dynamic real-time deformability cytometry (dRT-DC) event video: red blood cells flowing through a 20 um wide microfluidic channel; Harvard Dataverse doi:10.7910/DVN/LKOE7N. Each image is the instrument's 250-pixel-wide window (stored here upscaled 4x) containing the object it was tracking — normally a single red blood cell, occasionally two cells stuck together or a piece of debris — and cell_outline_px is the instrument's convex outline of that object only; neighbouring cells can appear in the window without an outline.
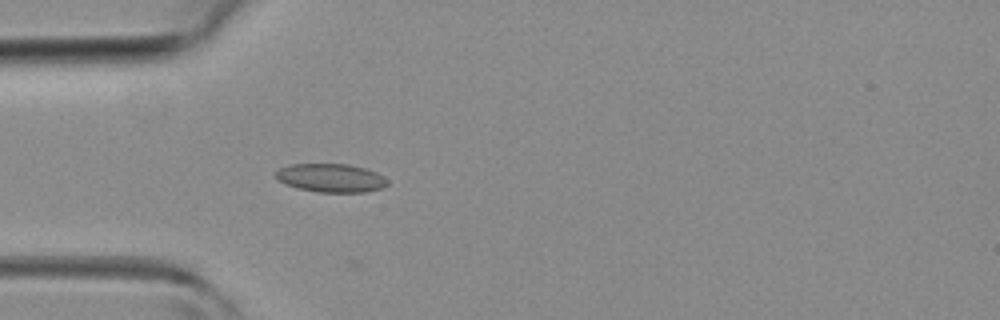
{"species": "common noctule bat (a hibernating species)", "species_latin": "Nyctalus noctula", "temperature_condition": "room temperature", "stored_images_in_passage": 40, "camera_frame_rate_fps": 3000, "um_per_image_px": 0.085, "animal": {"sex": "female", "body_mass_g": 19.3, "forearm_length_mm": 54.1}, "frame": {"image": 1, "passage_image": 12, "time_ms": 3.667, "image_size_px": [1000, 320], "cell_outline_px": [[388, 184], [380, 188], [364, 192], [320, 192], [300, 188], [276, 180], [276, 172], [280, 168], [292, 164], [348, 164], [364, 168], [376, 172], [384, 176], [388, 180]], "centroid_in_image_um": [28.15, 15.12], "position_along_channel_um": 56.9, "area_um2": 18.32}}
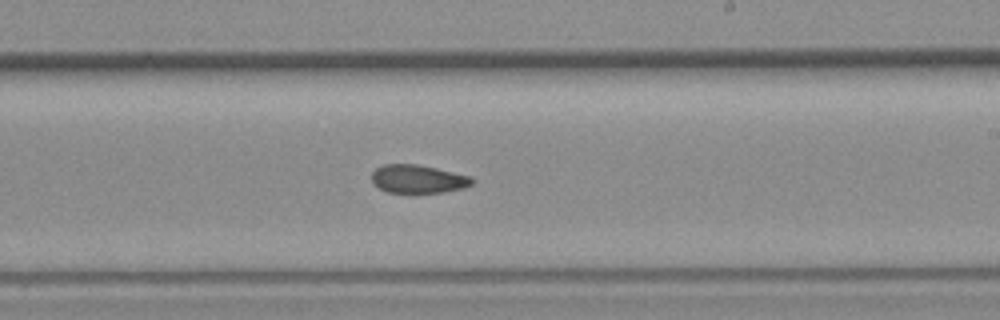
{"frame": {"image": 2, "passage_image": 25, "time_ms": 8.0, "image_size_px": [1000, 320], "cell_outline_px": [[476, 180], [472, 184], [464, 188], [444, 192], [388, 192], [372, 184], [372, 172], [376, 168], [384, 164], [416, 164], [436, 168], [472, 176]], "centroid_in_image_um": [35.56, 15.21], "position_along_channel_um": 253.4, "area_um2": 16.59}}
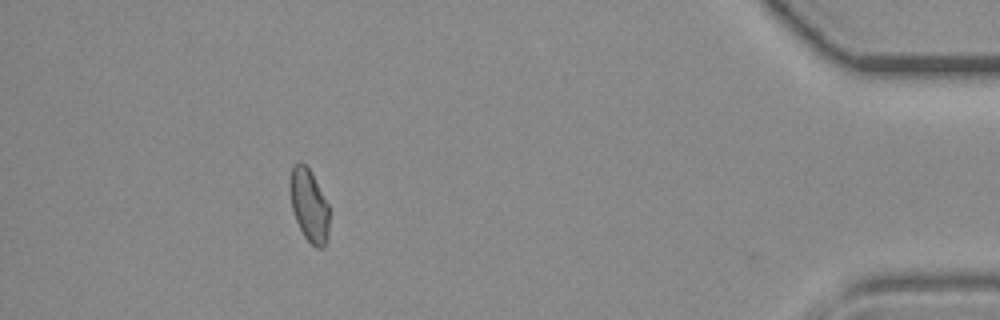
{"frame": {"image": 3, "passage_image": 39, "time_ms": 12.667, "image_size_px": [1000, 320], "cell_outline_px": [[328, 236], [324, 248], [316, 248], [304, 236], [296, 220], [292, 208], [288, 188], [288, 184], [292, 164], [300, 160], [308, 168], [328, 204]], "centroid_in_image_um": [26.23, 17.43], "position_along_channel_um": 409.0, "area_um2": 16.65}}